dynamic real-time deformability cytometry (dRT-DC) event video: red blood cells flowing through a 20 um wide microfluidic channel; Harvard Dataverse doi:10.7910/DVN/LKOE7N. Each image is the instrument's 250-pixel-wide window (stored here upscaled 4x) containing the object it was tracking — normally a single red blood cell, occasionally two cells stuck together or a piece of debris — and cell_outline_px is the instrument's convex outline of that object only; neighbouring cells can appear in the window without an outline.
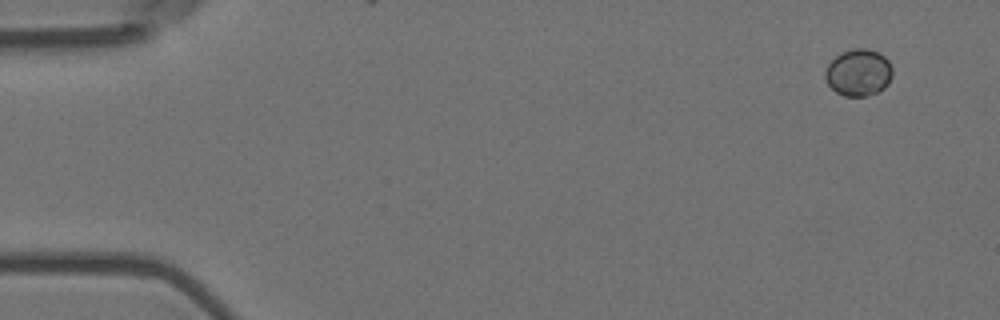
{"species": "Egyptian fruit bat (a non-hibernating species)", "species_latin": "Rousettus aegyptiacus", "temperature_condition": "room temperature", "stored_images_in_passage": 5, "camera_frame_rate_fps": 3000, "um_per_image_px": 0.085, "animal": {"sex": "female"}, "frame": {"image": 1, "passage_image": 1, "time_ms": 0.0, "image_size_px": [1000, 320], "cell_outline_px": [[892, 76], [888, 84], [884, 88], [876, 92], [864, 96], [844, 96], [836, 92], [828, 84], [824, 76], [824, 72], [828, 64], [836, 56], [852, 48], [868, 48], [880, 52], [888, 60], [892, 68]], "centroid_in_image_um": [72.98, 6.15], "position_along_channel_um": 12.0, "area_um2": 18.44}}